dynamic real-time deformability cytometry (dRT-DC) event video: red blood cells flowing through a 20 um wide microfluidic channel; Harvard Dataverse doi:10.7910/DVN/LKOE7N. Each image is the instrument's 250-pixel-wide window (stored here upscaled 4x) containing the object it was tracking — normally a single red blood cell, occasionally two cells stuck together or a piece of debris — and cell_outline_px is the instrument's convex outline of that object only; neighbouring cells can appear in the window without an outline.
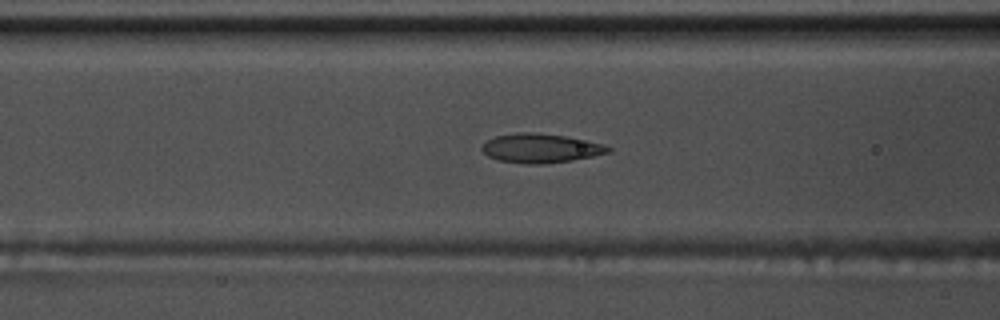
{"species": "common noctule bat (a hibernating species)", "species_latin": "Nyctalus noctula", "temperature_condition": "warm", "stored_images_in_passage": 55, "camera_frame_rate_fps": 3000, "um_per_image_px": 0.085, "animal": {"sex": "male", "body_mass_g": 17.5, "forearm_length_mm": 52.3}, "frame": {"image": 1, "passage_image": 23, "time_ms": 7.333, "image_size_px": [1000, 320], "cell_outline_px": [[612, 152], [572, 160], [544, 164], [524, 164], [500, 160], [488, 156], [480, 148], [488, 140], [496, 136], [516, 132], [532, 132], [564, 136], [588, 140], [604, 144], [612, 148]], "centroid_in_image_um": [45.99, 12.6], "position_along_channel_um": 120.6, "area_um2": 21.44}}
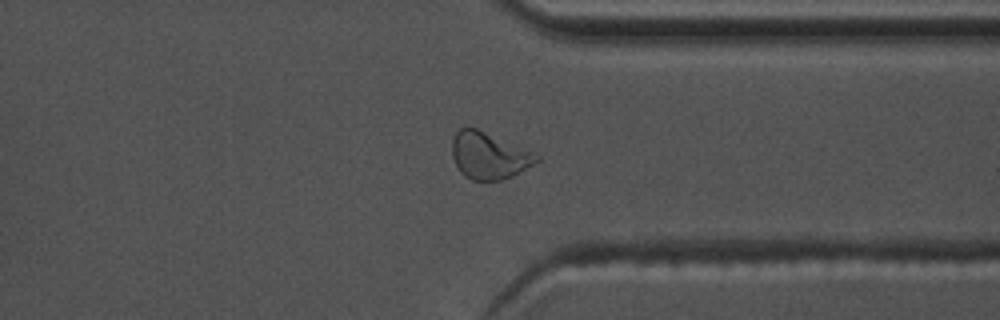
{"frame": {"image": 2, "passage_image": 43, "time_ms": 14.0, "image_size_px": [1000, 320], "cell_outline_px": [[540, 160], [512, 176], [504, 180], [472, 180], [464, 176], [460, 172], [452, 156], [452, 140], [456, 132], [460, 128], [476, 128], [532, 152], [540, 156]], "centroid_in_image_um": [41.53, 13.24], "position_along_channel_um": 369.9, "area_um2": 22.66}}
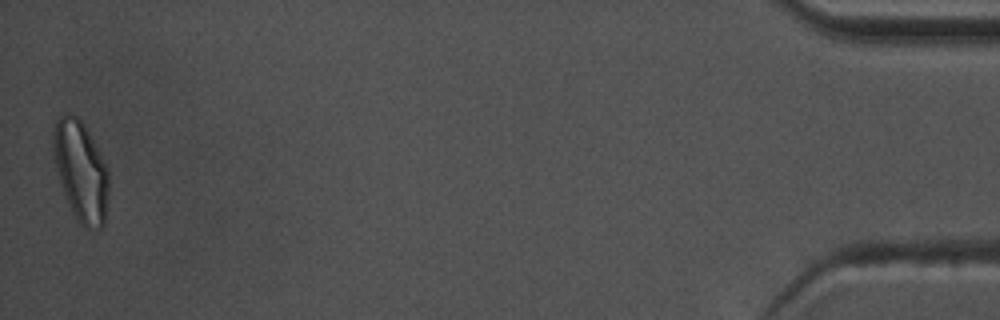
{"frame": {"image": 3, "passage_image": 55, "time_ms": 18.0, "image_size_px": [1000, 320], "cell_outline_px": [[108, 192], [104, 224], [100, 228], [88, 228], [80, 224], [72, 212], [64, 192], [60, 180], [56, 164], [52, 140], [52, 136], [56, 120], [60, 112], [68, 112], [76, 116], [84, 124], [108, 168]], "centroid_in_image_um": [6.87, 14.5], "position_along_channel_um": 428.3, "area_um2": 32.02}, "authors_computed_cell_mechanics": {"area_um2": 21.4438, "velocity_mm_per_s": 3.7612, "shape_relaxation_time_tau1_ms": 5.8781, "shape_relaxation_time_tau2_ms": 1.2524, "deformation_change_tau1": 0.1742, "deformation_change_tau2": 0.0741}}